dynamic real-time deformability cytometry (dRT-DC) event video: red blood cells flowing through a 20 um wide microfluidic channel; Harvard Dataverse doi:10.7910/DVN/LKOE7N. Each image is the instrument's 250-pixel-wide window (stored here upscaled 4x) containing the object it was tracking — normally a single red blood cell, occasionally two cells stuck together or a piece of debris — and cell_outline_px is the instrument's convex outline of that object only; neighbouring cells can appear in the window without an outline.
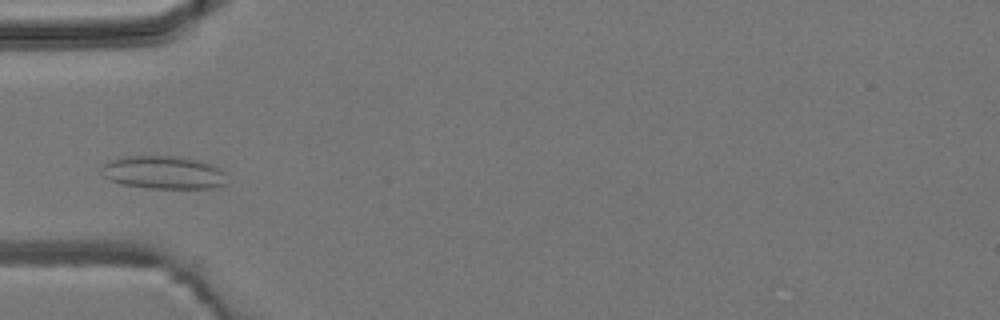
{"species": "common noctule bat (a hibernating species)", "species_latin": "Nyctalus noctula", "temperature_condition": "room temperature", "stored_images_in_passage": 2, "camera_frame_rate_fps": 3000, "um_per_image_px": 0.085, "animal": {"sex": "male", "body_mass_g": 19.2, "forearm_length_mm": 51.8}, "frame": {"image": 1, "passage_image": 2, "time_ms": 2.0, "image_size_px": [1000, 320], "cell_outline_px": [[224, 184], [212, 188], [148, 188], [120, 184], [108, 180], [100, 172], [100, 168], [104, 164], [120, 156], [180, 156], [212, 164], [220, 168], [224, 172]], "centroid_in_image_um": [13.84, 14.65], "position_along_channel_um": 71.2, "area_um2": 24.22}}